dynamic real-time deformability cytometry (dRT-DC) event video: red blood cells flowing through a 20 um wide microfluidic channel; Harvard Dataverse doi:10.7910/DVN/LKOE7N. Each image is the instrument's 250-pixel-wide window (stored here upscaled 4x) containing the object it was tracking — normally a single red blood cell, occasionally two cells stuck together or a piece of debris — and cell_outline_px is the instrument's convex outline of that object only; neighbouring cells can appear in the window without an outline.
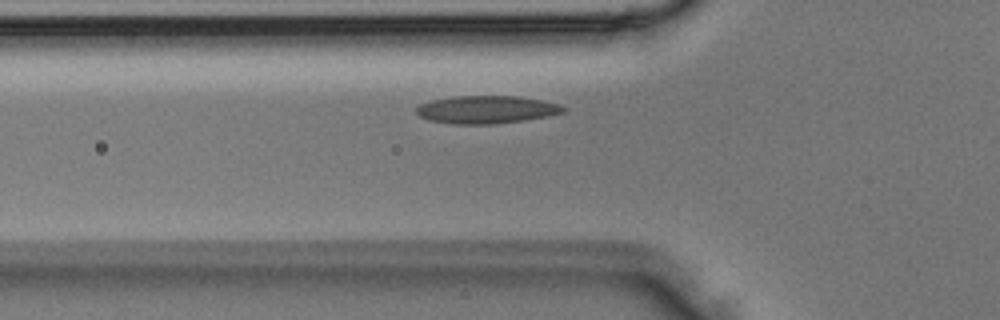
{"species": "Egyptian fruit bat (a non-hibernating species)", "species_latin": "Rousettus aegyptiacus", "temperature_condition": "room temperature", "stored_images_in_passage": 6, "camera_frame_rate_fps": 3000, "um_per_image_px": 0.085, "animal": {"sex": "male"}, "frame": {"image": 1, "passage_image": 5, "time_ms": 1.333, "image_size_px": [1000, 320], "cell_outline_px": [[568, 108], [564, 112], [524, 120], [492, 124], [452, 124], [428, 120], [420, 116], [416, 112], [416, 108], [420, 104], [432, 100], [452, 96], [516, 96], [540, 100], [560, 104]], "centroid_in_image_um": [41.32, 9.31], "position_along_channel_um": 84.5, "area_um2": 23.7}}